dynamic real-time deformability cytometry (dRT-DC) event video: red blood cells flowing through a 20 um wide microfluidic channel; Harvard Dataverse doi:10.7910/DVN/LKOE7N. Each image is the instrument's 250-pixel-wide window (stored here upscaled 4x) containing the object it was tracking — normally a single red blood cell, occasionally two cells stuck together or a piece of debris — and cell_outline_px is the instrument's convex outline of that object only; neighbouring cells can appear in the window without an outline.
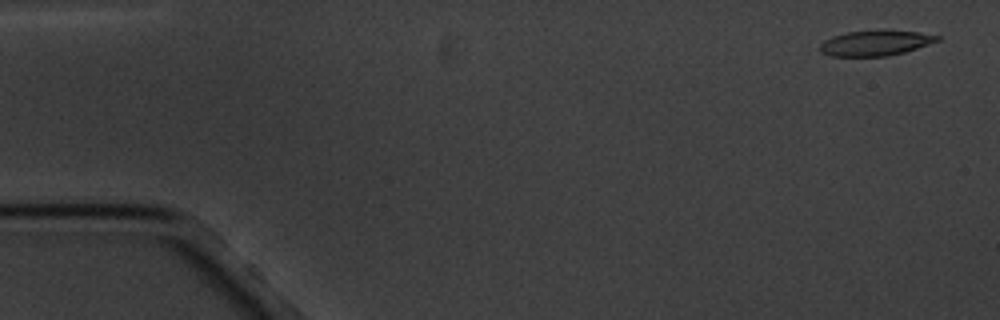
{"species": "common noctule bat (a hibernating species)", "species_latin": "Nyctalus noctula", "temperature_condition": "cold", "stored_images_in_passage": 3, "camera_frame_rate_fps": 3000, "um_per_image_px": 0.085, "animal": {"sex": "male", "body_mass_g": 20.1, "forearm_length_mm": 53.5}, "frame": {"image": 1, "passage_image": 1, "time_ms": 0.0, "image_size_px": [1000, 320], "cell_outline_px": [[940, 40], [904, 52], [888, 56], [832, 56], [820, 52], [820, 44], [824, 40], [832, 36], [848, 32], [916, 32], [940, 36]], "centroid_in_image_um": [74.36, 3.69], "position_along_channel_um": 10.6, "area_um2": 16.59}}